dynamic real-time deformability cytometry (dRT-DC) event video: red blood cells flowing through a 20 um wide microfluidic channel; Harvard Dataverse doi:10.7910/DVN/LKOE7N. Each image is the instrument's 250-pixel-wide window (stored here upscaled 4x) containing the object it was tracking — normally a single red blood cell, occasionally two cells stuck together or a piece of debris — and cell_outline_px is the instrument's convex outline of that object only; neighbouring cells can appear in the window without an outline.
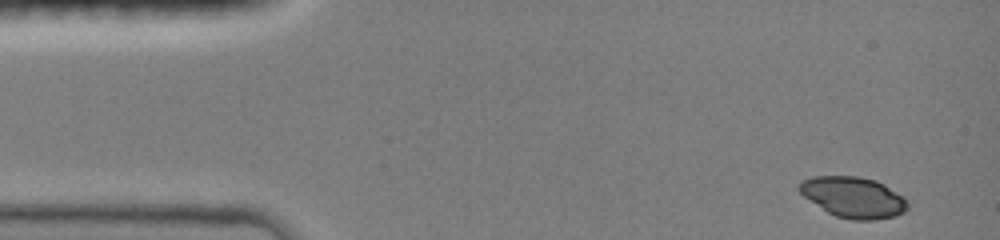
{"species": "common noctule bat (a hibernating species)", "species_latin": "Nyctalus noctula", "temperature_condition": "room temperature", "stored_images_in_passage": 12, "camera_frame_rate_fps": 3000, "um_per_image_px": 0.085, "animal": {"sex": "female", "body_mass_g": 19.0, "forearm_length_mm": 51.5}, "frame": {"image": 1, "passage_image": 1, "time_ms": 0.0, "image_size_px": [1000, 240], "cell_outline_px": [[908, 208], [904, 212], [896, 216], [872, 220], [852, 220], [836, 216], [828, 212], [804, 196], [796, 188], [800, 180], [812, 176], [860, 176], [876, 180], [884, 184], [904, 196], [908, 200]], "centroid_in_image_um": [72.55, 16.75], "position_along_channel_um": 12.5, "area_um2": 26.01}}
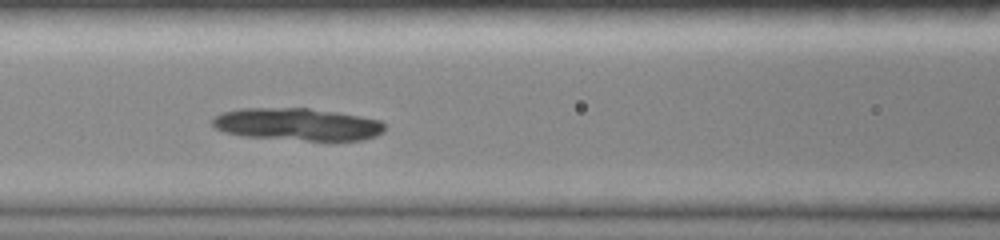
{"frame": {"image": 2, "passage_image": 9, "time_ms": 2.667, "image_size_px": [1000, 240], "cell_outline_px": [[384, 132], [376, 136], [364, 140], [332, 144], [244, 136], [224, 132], [216, 128], [212, 124], [212, 120], [216, 116], [224, 112], [240, 108], [308, 108], [336, 112], [360, 116], [380, 120], [384, 124]], "centroid_in_image_um": [25.37, 10.62], "position_along_channel_um": 141.2, "area_um2": 33.7}}
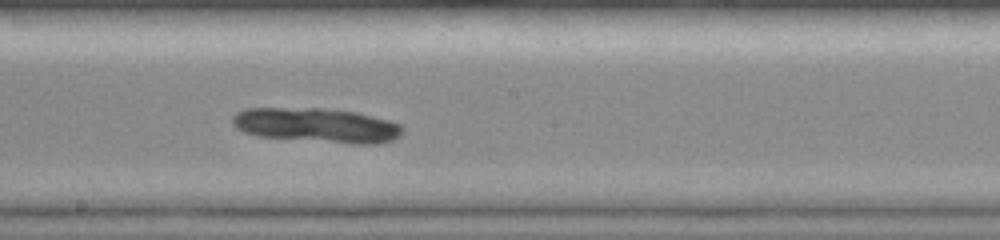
{"frame": {"image": 3, "passage_image": 12, "time_ms": 3.667, "image_size_px": [1000, 240], "cell_outline_px": [[400, 136], [392, 140], [380, 144], [352, 144], [256, 136], [244, 132], [236, 128], [232, 124], [232, 116], [236, 112], [244, 108], [320, 108], [356, 112], [388, 120], [400, 124]], "centroid_in_image_um": [26.87, 10.65], "position_along_channel_um": 221.3, "area_um2": 34.33}}